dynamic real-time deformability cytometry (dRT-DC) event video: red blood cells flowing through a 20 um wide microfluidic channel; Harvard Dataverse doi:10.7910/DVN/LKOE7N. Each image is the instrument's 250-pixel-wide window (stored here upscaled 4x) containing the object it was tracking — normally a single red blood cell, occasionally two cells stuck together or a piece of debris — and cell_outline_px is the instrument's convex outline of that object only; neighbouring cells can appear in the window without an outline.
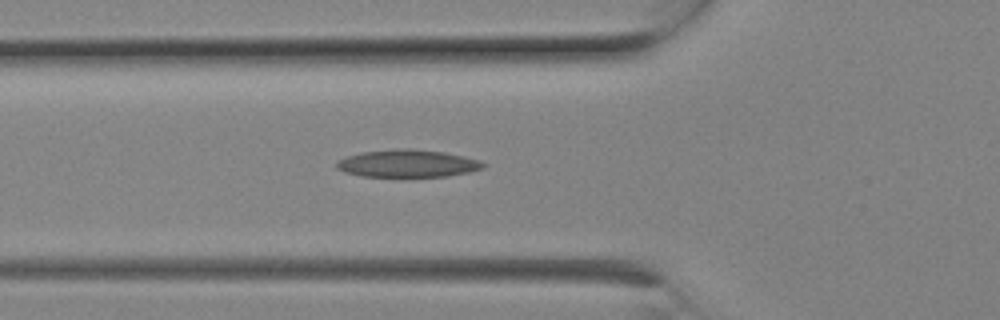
{"species": "Egyptian fruit bat (a non-hibernating species)", "species_latin": "Rousettus aegyptiacus", "temperature_condition": "room temperature", "stored_images_in_passage": 2, "camera_frame_rate_fps": 3000, "um_per_image_px": 0.085, "animal": {"sex": "female"}, "frame": {"image": 1, "passage_image": 2, "time_ms": 0.333, "image_size_px": [1000, 320], "cell_outline_px": [[488, 164], [484, 168], [468, 172], [448, 176], [360, 176], [344, 172], [336, 168], [336, 160], [360, 152], [396, 148], [412, 148], [444, 152], [464, 156], [480, 160]], "centroid_in_image_um": [34.65, 13.88], "position_along_channel_um": 91.2, "area_um2": 23.7}}